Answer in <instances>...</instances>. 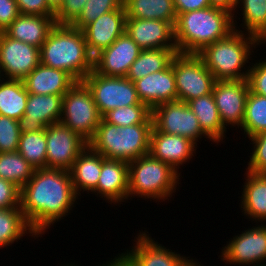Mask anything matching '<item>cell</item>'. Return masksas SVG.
<instances>
[{"instance_id":"obj_1","label":"cell","mask_w":266,"mask_h":266,"mask_svg":"<svg viewBox=\"0 0 266 266\" xmlns=\"http://www.w3.org/2000/svg\"><path fill=\"white\" fill-rule=\"evenodd\" d=\"M78 197L69 171L35 169L30 180L20 189V209L41 237L51 224L70 214Z\"/></svg>"},{"instance_id":"obj_2","label":"cell","mask_w":266,"mask_h":266,"mask_svg":"<svg viewBox=\"0 0 266 266\" xmlns=\"http://www.w3.org/2000/svg\"><path fill=\"white\" fill-rule=\"evenodd\" d=\"M40 63L68 72L82 81L94 69L84 32L70 24H56L40 48Z\"/></svg>"},{"instance_id":"obj_3","label":"cell","mask_w":266,"mask_h":266,"mask_svg":"<svg viewBox=\"0 0 266 266\" xmlns=\"http://www.w3.org/2000/svg\"><path fill=\"white\" fill-rule=\"evenodd\" d=\"M234 31L233 15L223 9L207 7L181 13L174 26L178 53L197 54L205 46Z\"/></svg>"},{"instance_id":"obj_4","label":"cell","mask_w":266,"mask_h":266,"mask_svg":"<svg viewBox=\"0 0 266 266\" xmlns=\"http://www.w3.org/2000/svg\"><path fill=\"white\" fill-rule=\"evenodd\" d=\"M236 28L234 26V31L227 37L205 46L197 53L216 80L247 79L250 67L245 69V65L254 52L252 49L263 44L257 37Z\"/></svg>"},{"instance_id":"obj_5","label":"cell","mask_w":266,"mask_h":266,"mask_svg":"<svg viewBox=\"0 0 266 266\" xmlns=\"http://www.w3.org/2000/svg\"><path fill=\"white\" fill-rule=\"evenodd\" d=\"M152 127L153 124L118 127L102 118L88 146L106 159L130 162L149 154Z\"/></svg>"},{"instance_id":"obj_6","label":"cell","mask_w":266,"mask_h":266,"mask_svg":"<svg viewBox=\"0 0 266 266\" xmlns=\"http://www.w3.org/2000/svg\"><path fill=\"white\" fill-rule=\"evenodd\" d=\"M129 188L128 199L132 196L156 199L163 202L172 197L179 186L180 173L172 166L150 154L128 162Z\"/></svg>"},{"instance_id":"obj_7","label":"cell","mask_w":266,"mask_h":266,"mask_svg":"<svg viewBox=\"0 0 266 266\" xmlns=\"http://www.w3.org/2000/svg\"><path fill=\"white\" fill-rule=\"evenodd\" d=\"M101 119L91 91L83 81H77L63 95L60 122L88 143L94 137Z\"/></svg>"},{"instance_id":"obj_8","label":"cell","mask_w":266,"mask_h":266,"mask_svg":"<svg viewBox=\"0 0 266 266\" xmlns=\"http://www.w3.org/2000/svg\"><path fill=\"white\" fill-rule=\"evenodd\" d=\"M82 81L91 91L101 116L119 107L144 104L134 82L127 77L104 76L92 70Z\"/></svg>"},{"instance_id":"obj_9","label":"cell","mask_w":266,"mask_h":266,"mask_svg":"<svg viewBox=\"0 0 266 266\" xmlns=\"http://www.w3.org/2000/svg\"><path fill=\"white\" fill-rule=\"evenodd\" d=\"M177 100L188 101L213 91L216 81L197 54L177 53L172 58Z\"/></svg>"},{"instance_id":"obj_10","label":"cell","mask_w":266,"mask_h":266,"mask_svg":"<svg viewBox=\"0 0 266 266\" xmlns=\"http://www.w3.org/2000/svg\"><path fill=\"white\" fill-rule=\"evenodd\" d=\"M153 126L165 134L184 136L197 145L204 137L212 141L201 129L199 121L187 103L171 101L152 109Z\"/></svg>"},{"instance_id":"obj_11","label":"cell","mask_w":266,"mask_h":266,"mask_svg":"<svg viewBox=\"0 0 266 266\" xmlns=\"http://www.w3.org/2000/svg\"><path fill=\"white\" fill-rule=\"evenodd\" d=\"M88 143L61 122L46 127V168L70 171Z\"/></svg>"},{"instance_id":"obj_12","label":"cell","mask_w":266,"mask_h":266,"mask_svg":"<svg viewBox=\"0 0 266 266\" xmlns=\"http://www.w3.org/2000/svg\"><path fill=\"white\" fill-rule=\"evenodd\" d=\"M39 64L40 48L13 39L5 32H0V73L2 78L23 80Z\"/></svg>"},{"instance_id":"obj_13","label":"cell","mask_w":266,"mask_h":266,"mask_svg":"<svg viewBox=\"0 0 266 266\" xmlns=\"http://www.w3.org/2000/svg\"><path fill=\"white\" fill-rule=\"evenodd\" d=\"M221 253V260L227 264L266 266V225L244 230L227 242Z\"/></svg>"},{"instance_id":"obj_14","label":"cell","mask_w":266,"mask_h":266,"mask_svg":"<svg viewBox=\"0 0 266 266\" xmlns=\"http://www.w3.org/2000/svg\"><path fill=\"white\" fill-rule=\"evenodd\" d=\"M248 92L247 79L215 81L212 94L225 128L230 125L241 129Z\"/></svg>"},{"instance_id":"obj_15","label":"cell","mask_w":266,"mask_h":266,"mask_svg":"<svg viewBox=\"0 0 266 266\" xmlns=\"http://www.w3.org/2000/svg\"><path fill=\"white\" fill-rule=\"evenodd\" d=\"M142 49L125 32L94 57V71L104 76L126 77Z\"/></svg>"},{"instance_id":"obj_16","label":"cell","mask_w":266,"mask_h":266,"mask_svg":"<svg viewBox=\"0 0 266 266\" xmlns=\"http://www.w3.org/2000/svg\"><path fill=\"white\" fill-rule=\"evenodd\" d=\"M62 105L61 95L29 93L24 115L18 120L20 132H38L60 122Z\"/></svg>"},{"instance_id":"obj_17","label":"cell","mask_w":266,"mask_h":266,"mask_svg":"<svg viewBox=\"0 0 266 266\" xmlns=\"http://www.w3.org/2000/svg\"><path fill=\"white\" fill-rule=\"evenodd\" d=\"M125 32L142 50L177 48L174 26L163 20L126 18Z\"/></svg>"},{"instance_id":"obj_18","label":"cell","mask_w":266,"mask_h":266,"mask_svg":"<svg viewBox=\"0 0 266 266\" xmlns=\"http://www.w3.org/2000/svg\"><path fill=\"white\" fill-rule=\"evenodd\" d=\"M197 145L184 136L165 134L154 126L150 133L149 154L172 166L177 172L179 167L186 164L194 156Z\"/></svg>"},{"instance_id":"obj_19","label":"cell","mask_w":266,"mask_h":266,"mask_svg":"<svg viewBox=\"0 0 266 266\" xmlns=\"http://www.w3.org/2000/svg\"><path fill=\"white\" fill-rule=\"evenodd\" d=\"M126 18L125 10H113L102 14L82 30L93 57L125 33Z\"/></svg>"},{"instance_id":"obj_20","label":"cell","mask_w":266,"mask_h":266,"mask_svg":"<svg viewBox=\"0 0 266 266\" xmlns=\"http://www.w3.org/2000/svg\"><path fill=\"white\" fill-rule=\"evenodd\" d=\"M139 233L132 250L121 253L132 266H180L187 258L158 244L148 232Z\"/></svg>"},{"instance_id":"obj_21","label":"cell","mask_w":266,"mask_h":266,"mask_svg":"<svg viewBox=\"0 0 266 266\" xmlns=\"http://www.w3.org/2000/svg\"><path fill=\"white\" fill-rule=\"evenodd\" d=\"M134 84L140 101L151 110L159 104L177 100L172 61L166 69L142 77Z\"/></svg>"},{"instance_id":"obj_22","label":"cell","mask_w":266,"mask_h":266,"mask_svg":"<svg viewBox=\"0 0 266 266\" xmlns=\"http://www.w3.org/2000/svg\"><path fill=\"white\" fill-rule=\"evenodd\" d=\"M129 188V166L124 160L106 159L102 156V169L97 187L92 193H97L110 204L126 202Z\"/></svg>"},{"instance_id":"obj_23","label":"cell","mask_w":266,"mask_h":266,"mask_svg":"<svg viewBox=\"0 0 266 266\" xmlns=\"http://www.w3.org/2000/svg\"><path fill=\"white\" fill-rule=\"evenodd\" d=\"M77 81L66 71L39 64L24 79L28 93L63 96Z\"/></svg>"},{"instance_id":"obj_24","label":"cell","mask_w":266,"mask_h":266,"mask_svg":"<svg viewBox=\"0 0 266 266\" xmlns=\"http://www.w3.org/2000/svg\"><path fill=\"white\" fill-rule=\"evenodd\" d=\"M55 25V15L20 14L4 32L13 39L41 48Z\"/></svg>"},{"instance_id":"obj_25","label":"cell","mask_w":266,"mask_h":266,"mask_svg":"<svg viewBox=\"0 0 266 266\" xmlns=\"http://www.w3.org/2000/svg\"><path fill=\"white\" fill-rule=\"evenodd\" d=\"M102 169V155L88 145L79 154L70 169L74 190L78 196L81 191L92 192L98 184Z\"/></svg>"},{"instance_id":"obj_26","label":"cell","mask_w":266,"mask_h":266,"mask_svg":"<svg viewBox=\"0 0 266 266\" xmlns=\"http://www.w3.org/2000/svg\"><path fill=\"white\" fill-rule=\"evenodd\" d=\"M241 197V210L252 221H266V174L246 171Z\"/></svg>"},{"instance_id":"obj_27","label":"cell","mask_w":266,"mask_h":266,"mask_svg":"<svg viewBox=\"0 0 266 266\" xmlns=\"http://www.w3.org/2000/svg\"><path fill=\"white\" fill-rule=\"evenodd\" d=\"M199 121L202 131L215 143H221L226 138V129L219 115L212 93L194 98L187 102Z\"/></svg>"},{"instance_id":"obj_28","label":"cell","mask_w":266,"mask_h":266,"mask_svg":"<svg viewBox=\"0 0 266 266\" xmlns=\"http://www.w3.org/2000/svg\"><path fill=\"white\" fill-rule=\"evenodd\" d=\"M127 18L163 20L175 26L177 13L173 0H123Z\"/></svg>"},{"instance_id":"obj_29","label":"cell","mask_w":266,"mask_h":266,"mask_svg":"<svg viewBox=\"0 0 266 266\" xmlns=\"http://www.w3.org/2000/svg\"><path fill=\"white\" fill-rule=\"evenodd\" d=\"M178 53L177 48H158L142 50L137 59L131 64L127 78L132 82L166 69L172 58Z\"/></svg>"},{"instance_id":"obj_30","label":"cell","mask_w":266,"mask_h":266,"mask_svg":"<svg viewBox=\"0 0 266 266\" xmlns=\"http://www.w3.org/2000/svg\"><path fill=\"white\" fill-rule=\"evenodd\" d=\"M29 93L23 80H0V115L19 120L25 112Z\"/></svg>"},{"instance_id":"obj_31","label":"cell","mask_w":266,"mask_h":266,"mask_svg":"<svg viewBox=\"0 0 266 266\" xmlns=\"http://www.w3.org/2000/svg\"><path fill=\"white\" fill-rule=\"evenodd\" d=\"M39 237L20 208L0 209V249L7 248L26 234Z\"/></svg>"},{"instance_id":"obj_32","label":"cell","mask_w":266,"mask_h":266,"mask_svg":"<svg viewBox=\"0 0 266 266\" xmlns=\"http://www.w3.org/2000/svg\"><path fill=\"white\" fill-rule=\"evenodd\" d=\"M242 6V7H241ZM237 8L243 16V25L247 34L257 37L266 43V0H237ZM246 26V27H245Z\"/></svg>"},{"instance_id":"obj_33","label":"cell","mask_w":266,"mask_h":266,"mask_svg":"<svg viewBox=\"0 0 266 266\" xmlns=\"http://www.w3.org/2000/svg\"><path fill=\"white\" fill-rule=\"evenodd\" d=\"M34 167L19 152L0 153V178L14 183L20 189L34 174Z\"/></svg>"},{"instance_id":"obj_34","label":"cell","mask_w":266,"mask_h":266,"mask_svg":"<svg viewBox=\"0 0 266 266\" xmlns=\"http://www.w3.org/2000/svg\"><path fill=\"white\" fill-rule=\"evenodd\" d=\"M17 152L34 169L46 168V128L38 132L21 133Z\"/></svg>"},{"instance_id":"obj_35","label":"cell","mask_w":266,"mask_h":266,"mask_svg":"<svg viewBox=\"0 0 266 266\" xmlns=\"http://www.w3.org/2000/svg\"><path fill=\"white\" fill-rule=\"evenodd\" d=\"M241 128L248 138L266 132V97L248 92Z\"/></svg>"},{"instance_id":"obj_36","label":"cell","mask_w":266,"mask_h":266,"mask_svg":"<svg viewBox=\"0 0 266 266\" xmlns=\"http://www.w3.org/2000/svg\"><path fill=\"white\" fill-rule=\"evenodd\" d=\"M102 118L111 124L131 126L135 124H153L152 110L146 104L119 107L105 113Z\"/></svg>"},{"instance_id":"obj_37","label":"cell","mask_w":266,"mask_h":266,"mask_svg":"<svg viewBox=\"0 0 266 266\" xmlns=\"http://www.w3.org/2000/svg\"><path fill=\"white\" fill-rule=\"evenodd\" d=\"M113 10H125L123 0H88L79 16L70 25L83 30L102 14Z\"/></svg>"},{"instance_id":"obj_38","label":"cell","mask_w":266,"mask_h":266,"mask_svg":"<svg viewBox=\"0 0 266 266\" xmlns=\"http://www.w3.org/2000/svg\"><path fill=\"white\" fill-rule=\"evenodd\" d=\"M20 135L18 121L0 115V153L17 152Z\"/></svg>"},{"instance_id":"obj_39","label":"cell","mask_w":266,"mask_h":266,"mask_svg":"<svg viewBox=\"0 0 266 266\" xmlns=\"http://www.w3.org/2000/svg\"><path fill=\"white\" fill-rule=\"evenodd\" d=\"M253 148L246 171L253 174H266V132L249 137Z\"/></svg>"},{"instance_id":"obj_40","label":"cell","mask_w":266,"mask_h":266,"mask_svg":"<svg viewBox=\"0 0 266 266\" xmlns=\"http://www.w3.org/2000/svg\"><path fill=\"white\" fill-rule=\"evenodd\" d=\"M260 61L251 65L247 82L250 92L266 97V59Z\"/></svg>"},{"instance_id":"obj_41","label":"cell","mask_w":266,"mask_h":266,"mask_svg":"<svg viewBox=\"0 0 266 266\" xmlns=\"http://www.w3.org/2000/svg\"><path fill=\"white\" fill-rule=\"evenodd\" d=\"M88 0H64L55 12L56 24H71L81 13Z\"/></svg>"},{"instance_id":"obj_42","label":"cell","mask_w":266,"mask_h":266,"mask_svg":"<svg viewBox=\"0 0 266 266\" xmlns=\"http://www.w3.org/2000/svg\"><path fill=\"white\" fill-rule=\"evenodd\" d=\"M20 208V188L0 178V209Z\"/></svg>"},{"instance_id":"obj_43","label":"cell","mask_w":266,"mask_h":266,"mask_svg":"<svg viewBox=\"0 0 266 266\" xmlns=\"http://www.w3.org/2000/svg\"><path fill=\"white\" fill-rule=\"evenodd\" d=\"M16 3L23 15H55L47 0H16Z\"/></svg>"},{"instance_id":"obj_44","label":"cell","mask_w":266,"mask_h":266,"mask_svg":"<svg viewBox=\"0 0 266 266\" xmlns=\"http://www.w3.org/2000/svg\"><path fill=\"white\" fill-rule=\"evenodd\" d=\"M19 15L16 0H0V32H4Z\"/></svg>"},{"instance_id":"obj_45","label":"cell","mask_w":266,"mask_h":266,"mask_svg":"<svg viewBox=\"0 0 266 266\" xmlns=\"http://www.w3.org/2000/svg\"><path fill=\"white\" fill-rule=\"evenodd\" d=\"M177 16L181 13L200 10L210 6L209 0H173Z\"/></svg>"},{"instance_id":"obj_46","label":"cell","mask_w":266,"mask_h":266,"mask_svg":"<svg viewBox=\"0 0 266 266\" xmlns=\"http://www.w3.org/2000/svg\"><path fill=\"white\" fill-rule=\"evenodd\" d=\"M210 6L223 9L233 15V25L238 26L236 23L237 21H234V13L237 11V0H209ZM236 10V11H235Z\"/></svg>"},{"instance_id":"obj_47","label":"cell","mask_w":266,"mask_h":266,"mask_svg":"<svg viewBox=\"0 0 266 266\" xmlns=\"http://www.w3.org/2000/svg\"><path fill=\"white\" fill-rule=\"evenodd\" d=\"M64 0H47L49 7L56 12L62 5Z\"/></svg>"},{"instance_id":"obj_48","label":"cell","mask_w":266,"mask_h":266,"mask_svg":"<svg viewBox=\"0 0 266 266\" xmlns=\"http://www.w3.org/2000/svg\"><path fill=\"white\" fill-rule=\"evenodd\" d=\"M188 258L190 257H187L180 266H201L199 262L194 261L193 258L191 259Z\"/></svg>"}]
</instances>
